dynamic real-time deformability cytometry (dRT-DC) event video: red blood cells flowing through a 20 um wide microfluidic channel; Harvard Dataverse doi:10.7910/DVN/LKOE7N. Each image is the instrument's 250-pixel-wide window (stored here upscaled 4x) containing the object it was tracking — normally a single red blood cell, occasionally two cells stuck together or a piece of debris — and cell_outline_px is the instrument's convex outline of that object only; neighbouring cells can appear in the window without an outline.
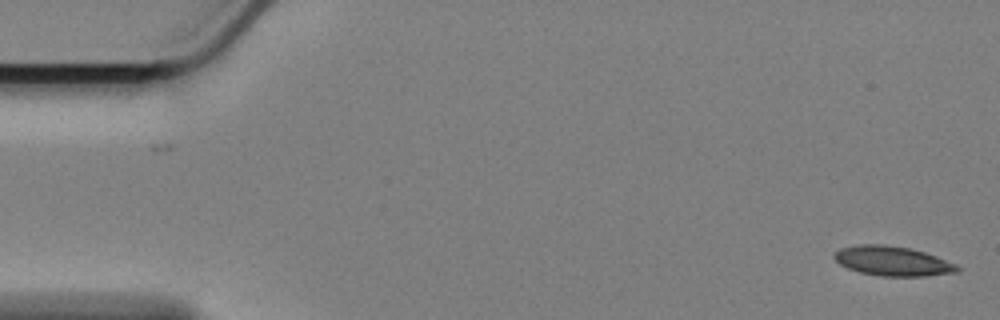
{"species": "Egyptian fruit bat (a non-hibernating species)", "species_latin": "Rousettus aegyptiacus", "temperature_condition": "cold", "stored_images_in_passage": 59, "camera_frame_rate_fps": 3000, "um_per_image_px": 0.085, "animal": {"sex": "female"}, "frame": {"image": 1, "passage_image": 1, "time_ms": 0.0, "image_size_px": [1000, 320], "cell_outline_px": [[960, 272], [924, 276], [880, 276], [860, 272], [848, 268], [840, 264], [832, 256], [840, 248], [860, 244], [884, 244], [912, 248], [936, 256], [956, 264], [960, 268]], "centroid_in_image_um": [75.88, 22.18], "position_along_channel_um": 9.1, "area_um2": 21.27}}
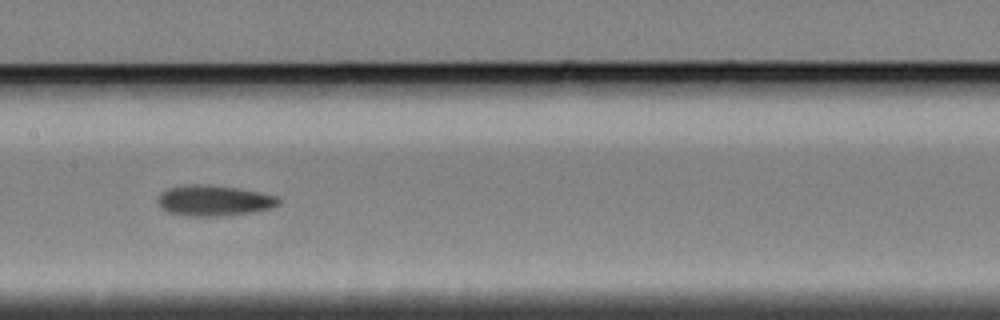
{"frame": {"image": 2, "passage_image": 28, "time_ms": 9.0, "image_size_px": [1000, 320], "cell_outline_px": [[280, 204], [272, 208], [256, 212], [220, 216], [184, 216], [168, 212], [160, 208], [156, 200], [160, 192], [168, 188], [196, 184], [200, 184], [240, 188], [260, 192], [276, 196], [280, 200]], "centroid_in_image_um": [18.18, 17.06], "position_along_channel_um": 189.2, "area_um2": 21.85}}
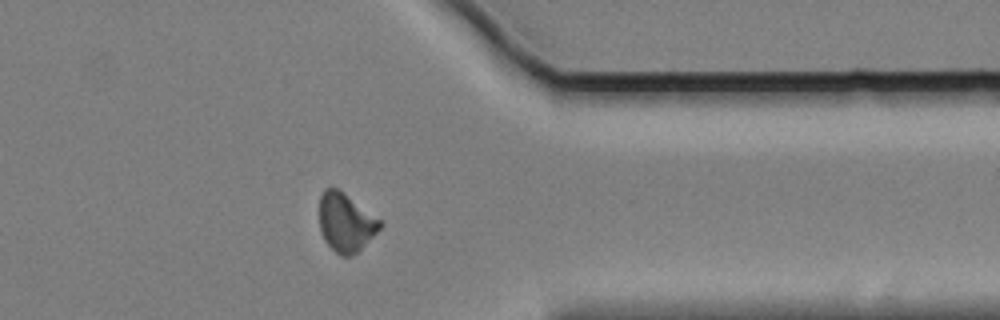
{"frame": {"image": 3, "passage_image": 46, "time_ms": 15.0, "image_size_px": [1000, 320], "cell_outline_px": [[384, 224], [352, 256], [340, 256], [324, 240], [320, 232], [320, 196], [324, 188], [340, 188], [384, 220]], "centroid_in_image_um": [29.41, 18.85], "position_along_channel_um": 382.0, "area_um2": 21.04}, "authors_computed_cell_mechanics": {"area_um2": 21.1548, "velocity_mm_per_s": 3.3894, "shape_relaxation_time_tau1_ms": 6.1065, "shape_relaxation_time_tau2_ms": null, "deformation_change_tau1": 0.1465, "deformation_change_tau2": null}}